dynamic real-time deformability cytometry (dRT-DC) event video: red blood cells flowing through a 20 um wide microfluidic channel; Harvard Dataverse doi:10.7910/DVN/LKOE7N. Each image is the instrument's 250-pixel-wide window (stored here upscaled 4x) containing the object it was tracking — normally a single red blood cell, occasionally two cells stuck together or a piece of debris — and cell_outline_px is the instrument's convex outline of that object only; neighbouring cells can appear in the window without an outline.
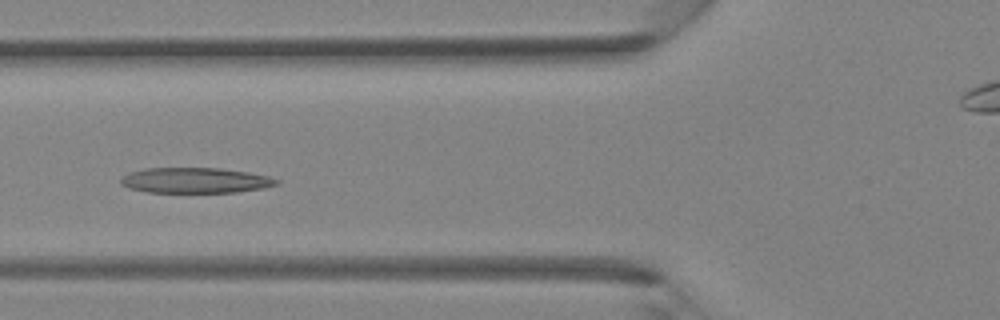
{"species": "Egyptian fruit bat (a non-hibernating species)", "species_latin": "Rousettus aegyptiacus", "temperature_condition": "room temperature", "stored_images_in_passage": 40, "camera_frame_rate_fps": 3000, "um_per_image_px": 0.085, "animal": {"sex": "female"}, "frame": {"image": 1, "passage_image": 14, "time_ms": 4.333, "image_size_px": [1000, 320], "cell_outline_px": [[280, 184], [264, 188], [236, 192], [148, 192], [128, 188], [120, 184], [120, 176], [144, 168], [220, 168], [248, 172], [268, 176], [280, 180]], "centroid_in_image_um": [16.6, 15.33], "position_along_channel_um": 109.2, "area_um2": 23.18}}
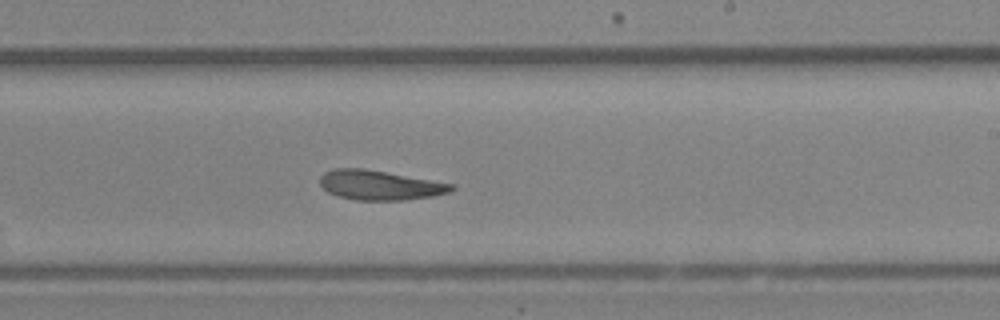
{"frame": {"image": 2, "passage_image": 23, "time_ms": 7.333, "image_size_px": [1000, 320], "cell_outline_px": [[456, 188], [448, 192], [432, 196], [404, 200], [356, 200], [336, 196], [328, 192], [320, 184], [320, 176], [324, 172], [336, 168], [364, 168], [456, 184]], "centroid_in_image_um": [32.28, 15.73], "position_along_channel_um": 256.7, "area_um2": 22.77}}
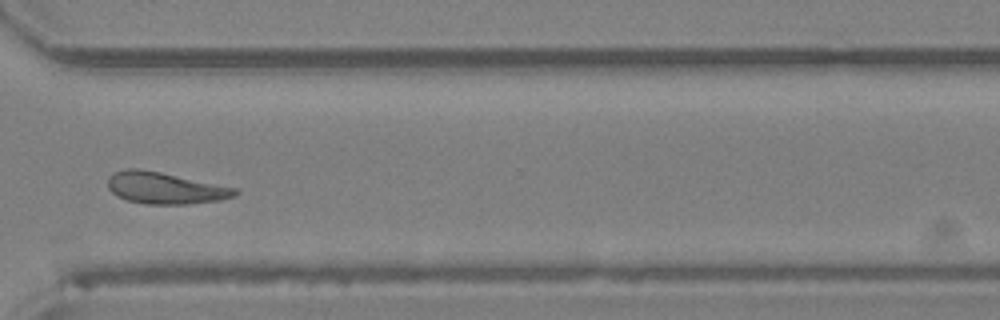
{"frame": {"image": 3, "passage_image": 29, "time_ms": 9.333, "image_size_px": [1000, 320], "cell_outline_px": [[240, 192], [236, 196], [220, 200], [184, 204], [148, 204], [128, 200], [112, 192], [108, 188], [108, 176], [124, 168], [140, 168], [160, 172], [236, 188]], "centroid_in_image_um": [14.04, 15.97], "position_along_channel_um": 356.6, "area_um2": 23.24}}